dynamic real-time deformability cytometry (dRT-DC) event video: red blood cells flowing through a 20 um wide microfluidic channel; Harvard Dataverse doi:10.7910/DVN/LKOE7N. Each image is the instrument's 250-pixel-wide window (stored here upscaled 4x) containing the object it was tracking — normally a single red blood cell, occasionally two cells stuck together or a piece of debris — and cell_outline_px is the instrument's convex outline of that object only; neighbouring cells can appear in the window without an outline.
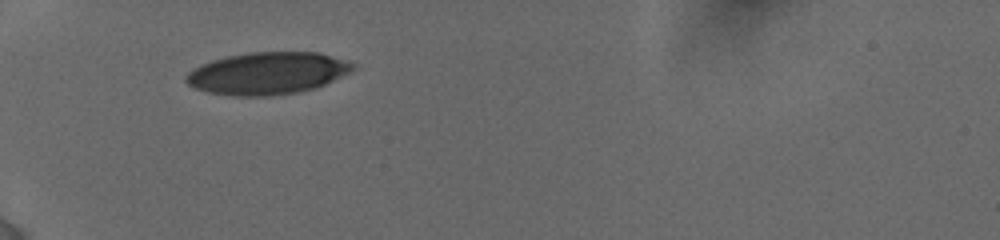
{"species": "human", "species_latin": "Homo sapiens", "temperature_condition": "cold", "stored_images_in_passage": 37, "camera_frame_rate_fps": 3000, "um_per_image_px": 0.085, "donor": {"sex": "female"}, "frame": {"image": 1, "passage_image": 1, "time_ms": 0.0, "image_size_px": [1000, 240], "cell_outline_px": [[356, 68], [352, 72], [316, 88], [300, 92], [268, 96], [232, 96], [208, 92], [196, 88], [188, 84], [184, 80], [184, 76], [188, 72], [212, 60], [228, 56], [248, 52], [320, 52], [348, 60], [356, 64]], "centroid_in_image_um": [22.8, 6.23], "position_along_channel_um": 62.2, "area_um2": 41.33}}
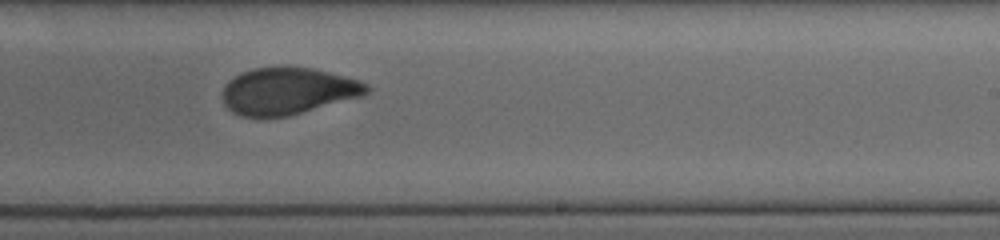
{"frame": {"image": 2, "passage_image": 20, "time_ms": 5.667, "image_size_px": [1000, 240], "cell_outline_px": [[372, 88], [364, 96], [288, 116], [240, 116], [232, 112], [224, 104], [224, 88], [228, 80], [252, 68], [312, 68], [344, 76], [368, 84]], "centroid_in_image_um": [24.51, 7.75], "position_along_channel_um": 264.5, "area_um2": 38.84}}
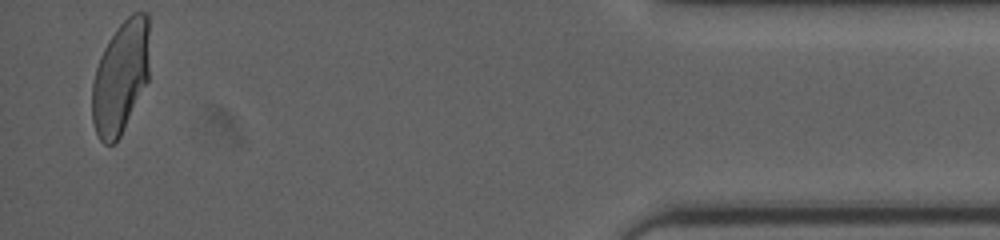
{"frame": {"image": 3, "passage_image": 36, "time_ms": 11.333, "image_size_px": [1000, 240], "cell_outline_px": [[148, 80], [120, 136], [112, 144], [104, 144], [100, 140], [96, 132], [92, 120], [92, 84], [96, 68], [100, 56], [108, 40], [120, 24], [132, 12], [148, 12]], "centroid_in_image_um": [10.24, 6.55], "position_along_channel_um": 425.0, "area_um2": 37.45}, "authors_computed_cell_mechanics": {"area_um2": 41.0958, "velocity_mm_per_s": 3.8393, "shape_relaxation_time_tau1_ms": 5.2822, "shape_relaxation_time_tau2_ms": 1.028, "deformation_change_tau1": 0.1604, "deformation_change_tau2": 0.055}}